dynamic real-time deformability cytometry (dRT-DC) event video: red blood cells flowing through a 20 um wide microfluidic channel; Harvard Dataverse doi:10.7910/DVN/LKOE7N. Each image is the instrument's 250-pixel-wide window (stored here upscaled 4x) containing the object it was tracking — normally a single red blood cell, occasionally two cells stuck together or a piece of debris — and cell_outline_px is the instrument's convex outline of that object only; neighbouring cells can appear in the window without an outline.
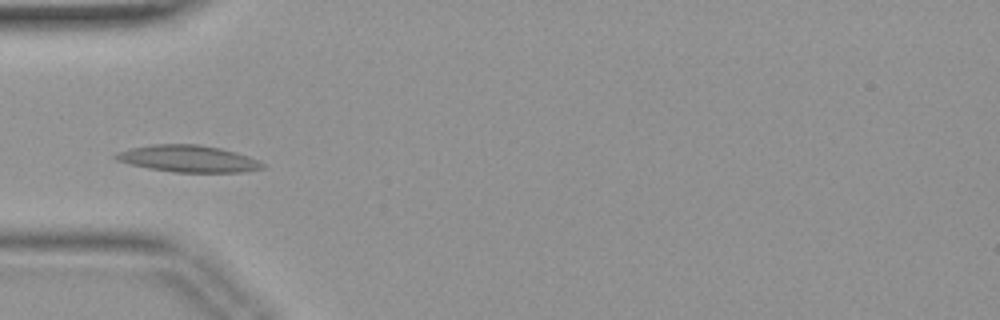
{"species": "common noctule bat (a hibernating species)", "species_latin": "Nyctalus noctula", "temperature_condition": "warm", "stored_images_in_passage": 3, "camera_frame_rate_fps": 3000, "um_per_image_px": 0.085, "animal": {"sex": "female", "body_mass_g": 19.9}, "frame": {"image": 1, "passage_image": 1, "time_ms": 0.0, "image_size_px": [1000, 320], "cell_outline_px": [[264, 168], [240, 172], [172, 172], [148, 168], [116, 160], [112, 156], [116, 152], [132, 148], [152, 144], [200, 144], [220, 148], [236, 152], [248, 156], [264, 164]], "centroid_in_image_um": [15.97, 13.48], "position_along_channel_um": 69.0, "area_um2": 22.83}}